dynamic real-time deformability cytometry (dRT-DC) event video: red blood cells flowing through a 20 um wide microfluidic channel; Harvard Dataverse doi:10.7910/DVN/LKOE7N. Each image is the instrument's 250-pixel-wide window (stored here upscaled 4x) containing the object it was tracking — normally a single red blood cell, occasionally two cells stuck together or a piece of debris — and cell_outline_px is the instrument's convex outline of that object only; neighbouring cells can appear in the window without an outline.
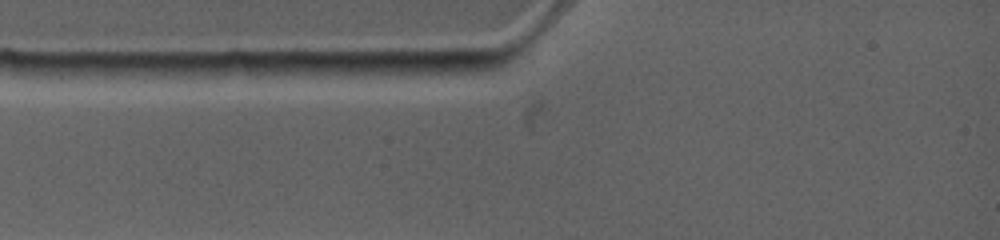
{"species": "common noctule bat (a hibernating species)", "species_latin": "Nyctalus noctula", "temperature_condition": "warm", "stored_images_in_passage": 5, "camera_frame_rate_fps": 4500, "um_per_image_px": 0.085, "animal": {"sex": "female", "body_mass_g": 19.0, "forearm_length_mm": 53.3}, "frame": {"image": 1, "passage_image": 1, "time_ms": 0.0, "image_size_px": [1000, 240], "cell_outline_px": [[460, 72], [316, 80], [312, 72], [332, 64], [436, 60], [448, 60], [460, 64]], "centroid_in_image_um": [32.77, 5.89], "position_along_channel_um": 52.2, "area_um2": 14.28}}